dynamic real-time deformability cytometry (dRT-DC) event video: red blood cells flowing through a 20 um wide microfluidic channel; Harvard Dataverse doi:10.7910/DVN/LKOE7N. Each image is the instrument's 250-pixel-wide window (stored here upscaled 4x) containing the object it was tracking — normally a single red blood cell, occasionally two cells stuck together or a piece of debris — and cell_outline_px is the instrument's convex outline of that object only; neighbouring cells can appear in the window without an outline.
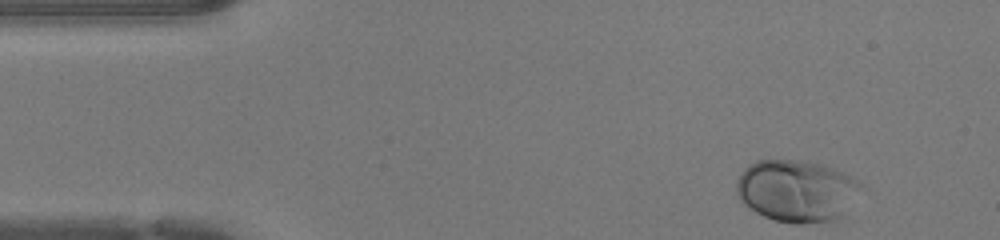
{"species": "human", "species_latin": "Homo sapiens", "temperature_condition": "warm", "stored_images_in_passage": 43, "camera_frame_rate_fps": 3000, "um_per_image_px": 0.085, "donor": {"sex": "female"}, "frame": {"image": 1, "passage_image": 1, "time_ms": 0.0, "image_size_px": [1000, 240], "cell_outline_px": [[864, 188], [832, 220], [800, 224], [796, 224], [776, 220], [764, 216], [756, 212], [740, 200], [736, 192], [736, 180], [740, 172], [748, 164], [756, 160], [800, 160], [824, 164], [844, 172], [860, 180], [864, 184]], "centroid_in_image_um": [67.68, 16.17], "position_along_channel_um": 17.3, "area_um2": 44.8}}
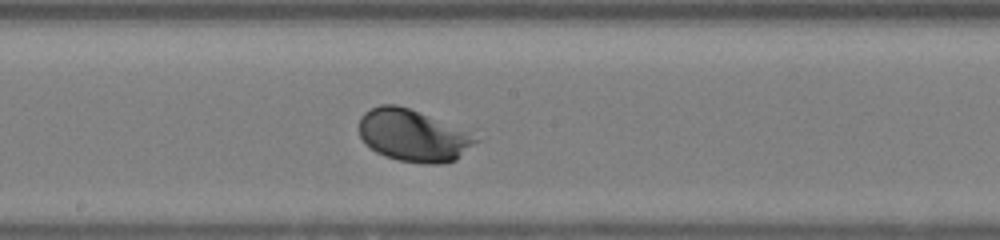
{"frame": {"image": 2, "passage_image": 21, "time_ms": 6.667, "image_size_px": [1000, 240], "cell_outline_px": [[480, 140], [456, 160], [444, 164], [424, 164], [400, 160], [384, 156], [376, 152], [360, 136], [360, 116], [364, 112], [380, 104], [396, 104], [408, 108], [464, 132]], "centroid_in_image_um": [35.06, 11.55], "position_along_channel_um": 213.1, "area_um2": 34.39}}
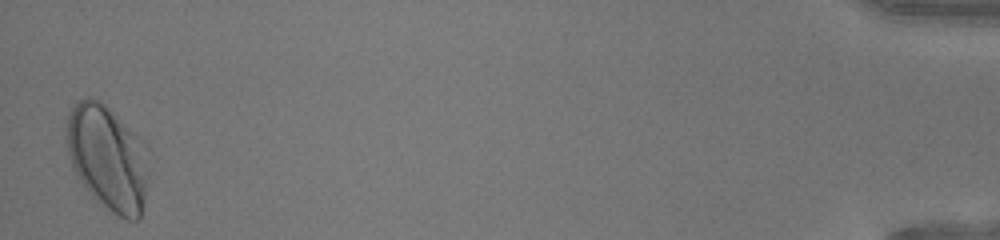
{"frame": {"image": 3, "passage_image": 43, "time_ms": 14.0, "image_size_px": [1000, 240], "cell_outline_px": [[148, 172], [144, 200], [140, 220], [128, 220], [112, 212], [92, 196], [76, 176], [68, 152], [64, 136], [64, 128], [68, 112], [76, 100], [88, 96], [100, 100], [136, 136]], "centroid_in_image_um": [9.04, 13.4], "position_along_channel_um": 426.2, "area_um2": 49.48}, "authors_computed_cell_mechanics": {"area_um2": 36.9342, "velocity_mm_per_s": 4.2541, "shape_relaxation_time_tau1_ms": 1.4658, "shape_relaxation_time_tau2_ms": null, "deformation_change_tau1": 0.1247, "deformation_change_tau2": null}}